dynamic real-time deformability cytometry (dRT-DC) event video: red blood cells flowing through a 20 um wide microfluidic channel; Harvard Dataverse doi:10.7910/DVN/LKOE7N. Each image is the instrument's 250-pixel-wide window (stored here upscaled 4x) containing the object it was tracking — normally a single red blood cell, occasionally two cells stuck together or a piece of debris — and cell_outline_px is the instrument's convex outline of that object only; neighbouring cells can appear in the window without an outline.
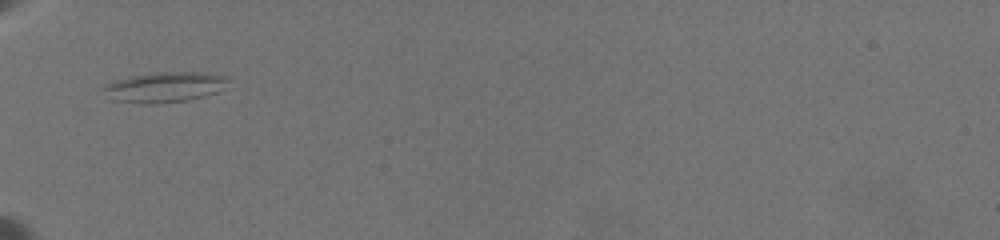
{"species": "common noctule bat (a hibernating species)", "species_latin": "Nyctalus noctula", "temperature_condition": "warm", "stored_images_in_passage": 53, "camera_frame_rate_fps": 3000, "um_per_image_px": 0.085, "animal": {"sex": "female", "body_mass_g": 19.5, "forearm_length_mm": 54.1}, "frame": {"image": 1, "passage_image": 1, "time_ms": 0.0, "image_size_px": [1000, 240], "cell_outline_px": [[232, 88], [204, 96], [188, 100], [156, 104], [140, 104], [112, 100], [100, 88], [104, 84], [112, 80], [132, 76], [156, 72], [204, 72], [228, 76]], "centroid_in_image_um": [14.05, 7.41], "position_along_channel_um": 70.9, "area_um2": 22.83}}
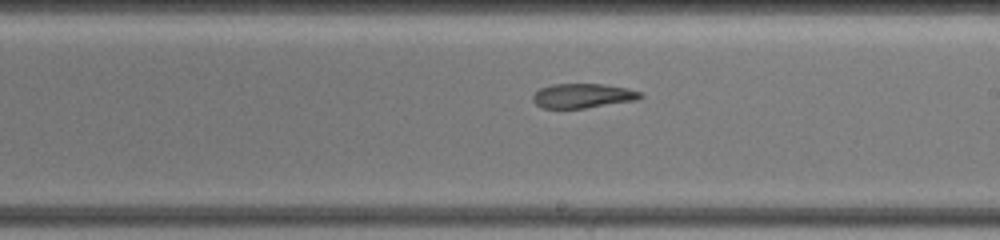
{"frame": {"image": 2, "passage_image": 23, "time_ms": 5.0, "image_size_px": [1000, 240], "cell_outline_px": [[644, 96], [640, 100], [584, 108], [544, 108], [536, 104], [532, 100], [532, 96], [540, 88], [552, 84], [604, 84], [628, 88], [640, 92]], "centroid_in_image_um": [49.58, 8.14], "position_along_channel_um": 239.4, "area_um2": 15.43}}
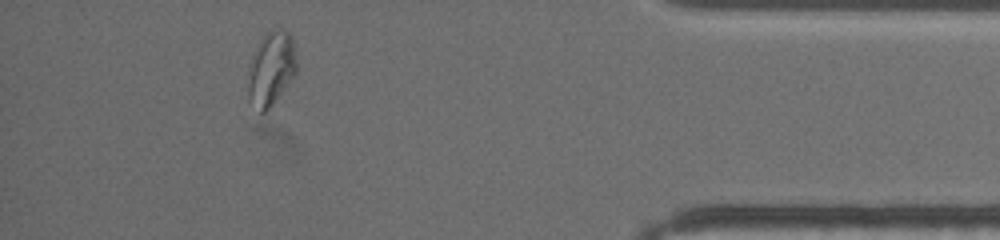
{"frame": {"image": 3, "passage_image": 45, "time_ms": 11.0, "image_size_px": [1000, 240], "cell_outline_px": [[296, 72], [272, 104], [264, 112], [260, 112], [248, 100], [248, 84], [252, 64], [256, 48], [264, 36], [272, 28], [280, 28], [288, 32], [292, 36], [296, 60]], "centroid_in_image_um": [23.07, 5.81], "position_along_channel_um": 412.1, "area_um2": 20.17}, "authors_computed_cell_mechanics": {"area_um2": 16.9932, "velocity_mm_per_s": 3.4801, "shape_relaxation_time_tau1_ms": null, "shape_relaxation_time_tau2_ms": 5.1366, "deformation_change_tau1": null, "deformation_change_tau2": 0.1265}}